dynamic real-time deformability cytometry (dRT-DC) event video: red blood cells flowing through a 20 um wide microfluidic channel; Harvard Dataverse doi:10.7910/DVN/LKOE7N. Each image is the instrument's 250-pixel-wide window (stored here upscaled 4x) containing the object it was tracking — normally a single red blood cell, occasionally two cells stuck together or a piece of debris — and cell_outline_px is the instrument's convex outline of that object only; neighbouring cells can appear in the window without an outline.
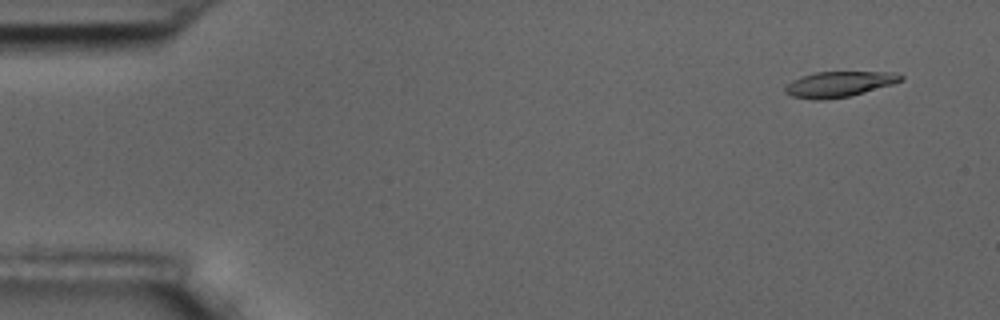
{"species": "common noctule bat (a hibernating species)", "species_latin": "Nyctalus noctula", "temperature_condition": "room temperature", "stored_images_in_passage": 56, "camera_frame_rate_fps": 3000, "um_per_image_px": 0.085, "animal": {"sex": "male", "body_mass_g": 17.5, "forearm_length_mm": 52.3}, "frame": {"image": 1, "passage_image": 4, "time_ms": 1.0, "image_size_px": [1000, 320], "cell_outline_px": [[904, 76], [900, 80], [892, 84], [864, 92], [848, 96], [824, 100], [816, 100], [792, 96], [784, 92], [784, 88], [792, 80], [800, 76], [816, 72], [896, 72]], "centroid_in_image_um": [71.28, 7.15], "position_along_channel_um": 13.7, "area_um2": 17.05}}
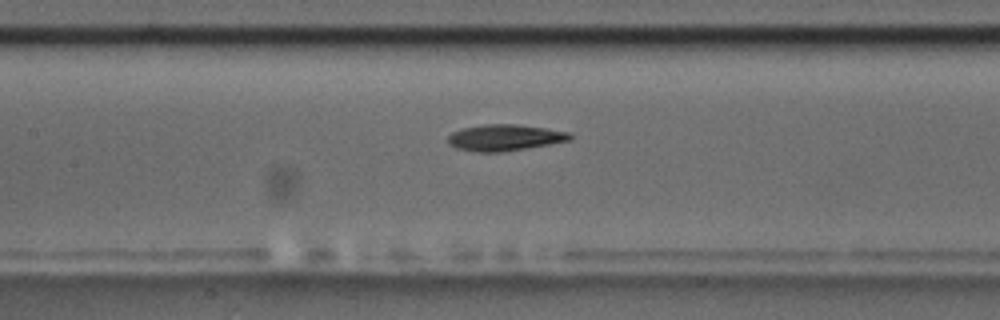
{"frame": {"image": 2, "passage_image": 26, "time_ms": 8.333, "image_size_px": [1000, 320], "cell_outline_px": [[572, 140], [500, 152], [476, 152], [456, 148], [448, 144], [448, 136], [452, 132], [460, 128], [484, 124], [516, 124], [572, 132]], "centroid_in_image_um": [42.88, 11.69], "position_along_channel_um": 164.5, "area_um2": 18.73}}
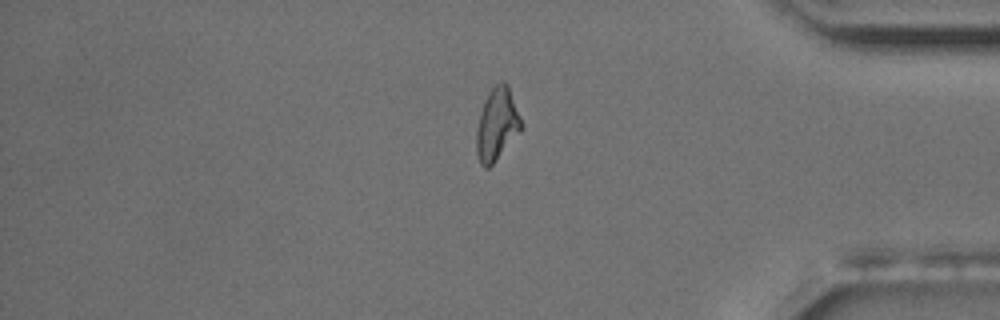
{"frame": {"image": 3, "passage_image": 47, "time_ms": 15.333, "image_size_px": [1000, 320], "cell_outline_px": [[524, 128], [492, 164], [488, 168], [484, 168], [480, 164], [476, 152], [476, 128], [480, 112], [484, 100], [488, 92], [500, 80], [504, 80], [508, 84], [524, 124]], "centroid_in_image_um": [42.25, 10.54], "position_along_channel_um": 392.9, "area_um2": 19.31}, "authors_computed_cell_mechanics": {"area_um2": 18.2937, "velocity_mm_per_s": 3.626, "shape_relaxation_time_tau1_ms": 7.7688, "shape_relaxation_time_tau2_ms": 5.7102, "deformation_change_tau1": 0.2147, "deformation_change_tau2": 0.1415}}